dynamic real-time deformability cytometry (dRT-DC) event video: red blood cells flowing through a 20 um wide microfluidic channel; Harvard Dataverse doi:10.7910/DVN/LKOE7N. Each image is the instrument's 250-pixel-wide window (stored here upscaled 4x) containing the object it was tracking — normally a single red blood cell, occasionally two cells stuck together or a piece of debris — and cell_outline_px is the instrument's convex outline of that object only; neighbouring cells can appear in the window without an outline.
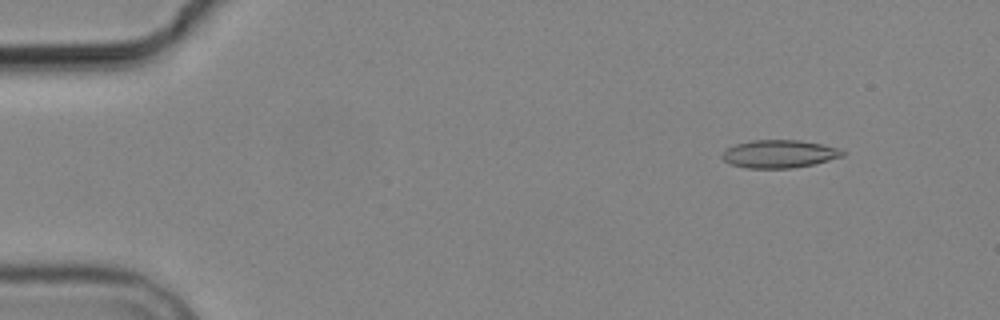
{"species": "common noctule bat (a hibernating species)", "species_latin": "Nyctalus noctula", "temperature_condition": "cold", "stored_images_in_passage": 6, "segment_of_instrument_passage": [1, 2], "camera_frame_rate_fps": 3000, "um_per_image_px": 0.085, "animal": {"sex": "male", "body_mass_g": 19.2, "forearm_length_mm": 51.8}, "frame": {"image": 1, "passage_image": 2, "time_ms": 1.333, "image_size_px": [1000, 320], "cell_outline_px": [[848, 152], [844, 156], [812, 164], [792, 168], [744, 168], [728, 164], [720, 156], [728, 148], [736, 144], [752, 140], [800, 140], [840, 148]], "centroid_in_image_um": [66.24, 13.08], "position_along_channel_um": 18.8, "area_um2": 19.65}}